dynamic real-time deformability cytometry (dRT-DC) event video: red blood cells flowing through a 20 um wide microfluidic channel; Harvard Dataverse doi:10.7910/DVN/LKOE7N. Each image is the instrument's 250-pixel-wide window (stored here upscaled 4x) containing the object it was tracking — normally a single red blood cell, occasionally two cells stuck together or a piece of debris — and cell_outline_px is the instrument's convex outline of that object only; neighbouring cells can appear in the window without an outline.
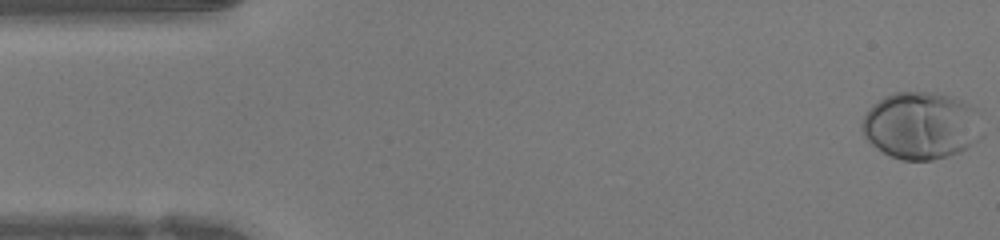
{"species": "human", "species_latin": "Homo sapiens", "temperature_condition": "warm", "stored_images_in_passage": 47, "camera_frame_rate_fps": 3000, "um_per_image_px": 0.085, "donor": {"sex": "female"}, "frame": {"image": 1, "passage_image": 1, "time_ms": 0.0, "image_size_px": [1000, 240], "cell_outline_px": [[984, 136], [968, 148], [960, 152], [948, 156], [932, 160], [900, 160], [876, 148], [864, 136], [860, 128], [860, 124], [868, 108], [872, 104], [884, 96], [892, 92], [936, 92], [960, 100], [976, 108], [980, 112], [984, 132]], "centroid_in_image_um": [78.33, 10.67], "position_along_channel_um": 6.7, "area_um2": 48.03}}
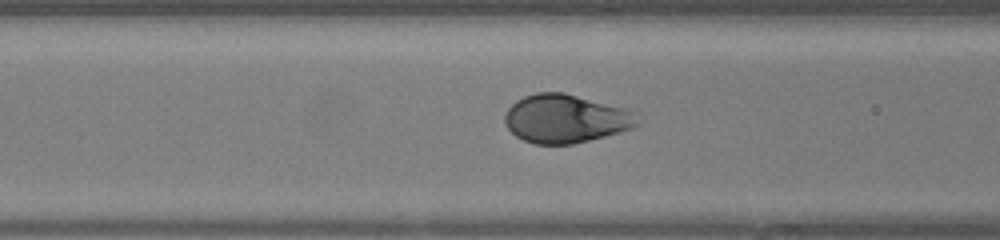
{"frame": {"image": 2, "passage_image": 18, "time_ms": 5.667, "image_size_px": [1000, 240], "cell_outline_px": [[640, 124], [632, 128], [620, 132], [572, 144], [532, 144], [516, 136], [504, 124], [504, 116], [508, 108], [516, 100], [524, 96], [536, 92], [564, 92], [628, 108], [636, 112]], "centroid_in_image_um": [48.09, 10.07], "position_along_channel_um": 118.5, "area_um2": 37.8}}
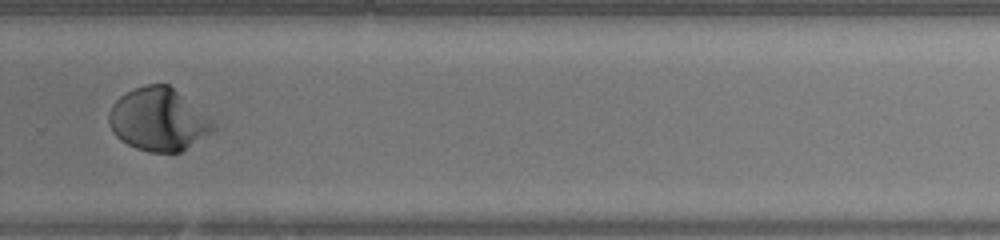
{"frame": {"image": 3, "passage_image": 32, "time_ms": 10.333, "image_size_px": [1000, 240], "cell_outline_px": [[220, 124], [216, 128], [180, 152], [148, 152], [136, 148], [120, 140], [112, 132], [108, 124], [108, 112], [112, 104], [120, 96], [132, 88], [144, 84], [168, 84]], "centroid_in_image_um": [13.45, 10.14], "position_along_channel_um": 316.3, "area_um2": 38.44}, "authors_computed_cell_mechanics": {"area_um2": 38.6104, "velocity_mm_per_s": 4.2459, "shape_relaxation_time_tau1_ms": 2.4504, "shape_relaxation_time_tau2_ms": null, "deformation_change_tau1": 0.1738, "deformation_change_tau2": null}}